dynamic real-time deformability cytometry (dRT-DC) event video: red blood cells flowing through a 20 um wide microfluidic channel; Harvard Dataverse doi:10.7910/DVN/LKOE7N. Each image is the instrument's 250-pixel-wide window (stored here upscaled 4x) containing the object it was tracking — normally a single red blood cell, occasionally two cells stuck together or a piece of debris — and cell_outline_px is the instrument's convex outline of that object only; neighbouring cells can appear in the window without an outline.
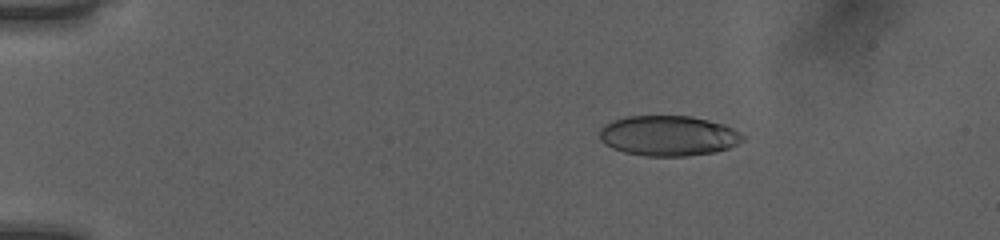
{"species": "human", "species_latin": "Homo sapiens", "temperature_condition": "room temperature", "stored_images_in_passage": 43, "camera_frame_rate_fps": 3000, "um_per_image_px": 0.085, "donor": {"sex": "female"}, "frame": {"image": 1, "passage_image": 1, "time_ms": 0.0, "image_size_px": [1000, 240], "cell_outline_px": [[744, 140], [728, 148], [716, 152], [688, 156], [644, 156], [624, 152], [612, 148], [604, 144], [600, 140], [600, 128], [604, 124], [628, 116], [692, 116], [724, 124], [740, 132], [744, 136]], "centroid_in_image_um": [56.81, 11.54], "position_along_channel_um": 28.2, "area_um2": 33.7}}
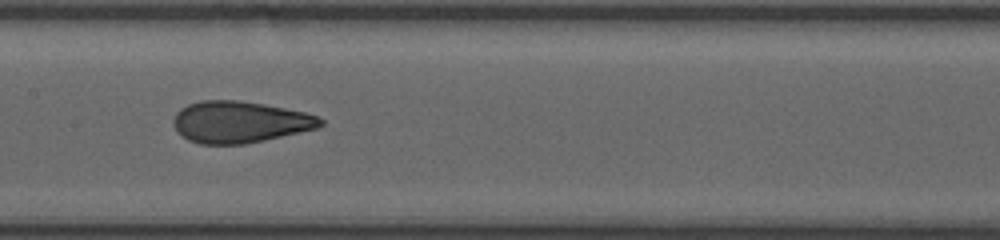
{"frame": {"image": 2, "passage_image": 19, "time_ms": 6.0, "image_size_px": [1000, 240], "cell_outline_px": [[324, 124], [316, 128], [244, 144], [200, 144], [188, 140], [172, 124], [172, 120], [176, 112], [180, 108], [188, 104], [200, 100], [240, 100], [264, 104], [304, 112], [320, 116], [324, 120]], "centroid_in_image_um": [20.36, 10.35], "position_along_channel_um": 187.0, "area_um2": 35.49}}
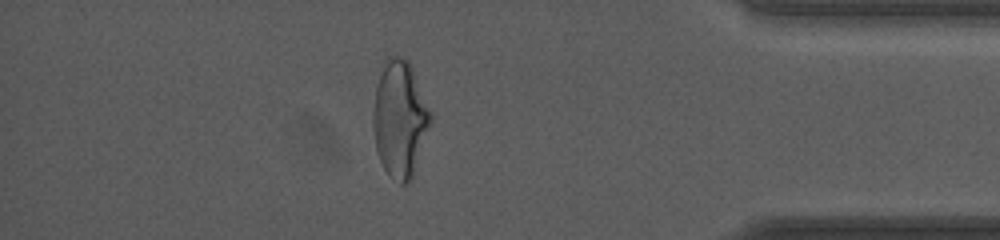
{"frame": {"image": 3, "passage_image": 37, "time_ms": 12.0, "image_size_px": [1000, 240], "cell_outline_px": [[432, 120], [412, 176], [408, 184], [400, 184], [388, 176], [376, 152], [372, 128], [372, 108], [380, 64], [388, 56], [400, 56], [408, 60], [412, 68], [432, 116]], "centroid_in_image_um": [33.93, 10.09], "position_along_channel_um": 401.3, "area_um2": 39.3}, "authors_computed_cell_mechanics": {"area_um2": 35.4892, "velocity_mm_per_s": 4.0493, "shape_relaxation_time_tau1_ms": null, "shape_relaxation_time_tau2_ms": 0.8198, "deformation_change_tau1": null, "deformation_change_tau2": 0.0673}}